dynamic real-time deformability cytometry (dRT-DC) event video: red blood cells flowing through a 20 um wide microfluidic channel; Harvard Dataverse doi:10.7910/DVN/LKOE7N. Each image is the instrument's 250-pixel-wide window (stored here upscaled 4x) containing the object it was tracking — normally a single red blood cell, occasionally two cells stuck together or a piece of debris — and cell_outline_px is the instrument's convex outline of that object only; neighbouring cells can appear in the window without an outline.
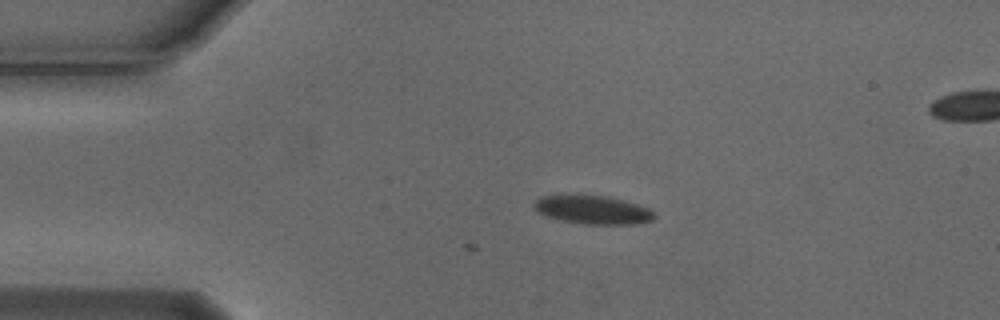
{"species": "Egyptian fruit bat (a non-hibernating species)", "species_latin": "Rousettus aegyptiacus", "temperature_condition": "cold", "stored_images_in_passage": 2, "camera_frame_rate_fps": 3000, "um_per_image_px": 0.085, "animal": {"sex": "male"}, "frame": {"image": 1, "passage_image": 2, "time_ms": 0.333, "image_size_px": [1000, 320], "cell_outline_px": [[656, 216], [652, 220], [636, 224], [584, 224], [560, 220], [536, 212], [532, 204], [540, 196], [608, 196], [652, 208], [656, 212]], "centroid_in_image_um": [50.44, 17.85], "position_along_channel_um": 34.6, "area_um2": 19.94}}